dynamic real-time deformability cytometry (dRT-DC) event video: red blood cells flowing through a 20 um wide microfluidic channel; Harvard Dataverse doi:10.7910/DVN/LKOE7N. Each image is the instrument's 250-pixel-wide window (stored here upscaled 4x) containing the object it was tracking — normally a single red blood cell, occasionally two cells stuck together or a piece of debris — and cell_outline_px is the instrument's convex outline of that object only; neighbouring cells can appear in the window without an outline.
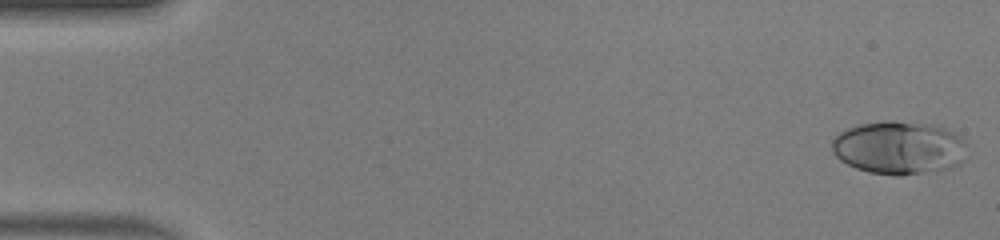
{"species": "human", "species_latin": "Homo sapiens", "temperature_condition": "warm", "stored_images_in_passage": 49, "camera_frame_rate_fps": 3000, "um_per_image_px": 0.085, "donor": {"sex": "male"}, "frame": {"image": 1, "passage_image": 1, "time_ms": 0.0, "image_size_px": [1000, 240], "cell_outline_px": [[964, 144], [960, 164], [952, 168], [900, 176], [892, 176], [868, 172], [856, 168], [840, 160], [832, 152], [832, 140], [840, 132], [848, 128], [860, 124], [888, 120], [892, 120], [928, 124], [944, 128], [956, 132], [964, 140]], "centroid_in_image_um": [76.38, 12.56], "position_along_channel_um": 8.6, "area_um2": 41.85}}
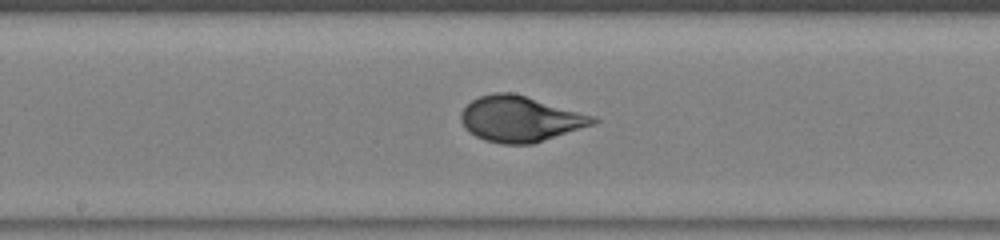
{"frame": {"image": 2, "passage_image": 26, "time_ms": 8.333, "image_size_px": [1000, 240], "cell_outline_px": [[600, 120], [596, 124], [532, 144], [500, 144], [484, 140], [476, 136], [464, 128], [460, 120], [460, 112], [472, 100], [480, 96], [496, 92], [512, 92], [596, 116]], "centroid_in_image_um": [44.23, 10.11], "position_along_channel_um": 204.0, "area_um2": 35.32}}
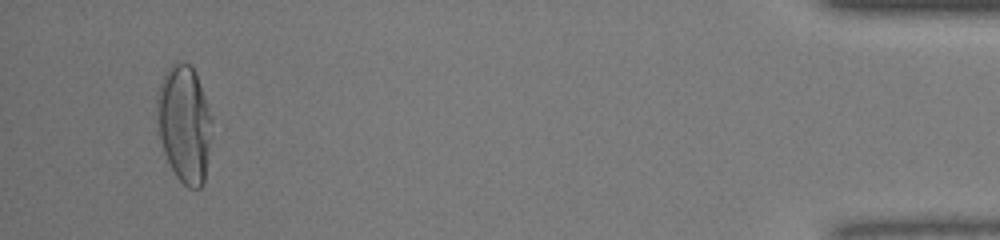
{"frame": {"image": 3, "passage_image": 47, "time_ms": 15.333, "image_size_px": [1000, 240], "cell_outline_px": [[212, 120], [204, 180], [200, 188], [188, 188], [176, 176], [164, 152], [160, 136], [156, 112], [156, 96], [160, 80], [164, 72], [176, 60], [180, 60], [192, 64], [196, 72]], "centroid_in_image_um": [15.64, 10.44], "position_along_channel_um": 419.6, "area_um2": 37.4}, "authors_computed_cell_mechanics": {"area_um2": 35.258, "velocity_mm_per_s": 4.1522, "shape_relaxation_time_tau1_ms": 4.741, "shape_relaxation_time_tau2_ms": null, "deformation_change_tau1": 0.2561, "deformation_change_tau2": null}}